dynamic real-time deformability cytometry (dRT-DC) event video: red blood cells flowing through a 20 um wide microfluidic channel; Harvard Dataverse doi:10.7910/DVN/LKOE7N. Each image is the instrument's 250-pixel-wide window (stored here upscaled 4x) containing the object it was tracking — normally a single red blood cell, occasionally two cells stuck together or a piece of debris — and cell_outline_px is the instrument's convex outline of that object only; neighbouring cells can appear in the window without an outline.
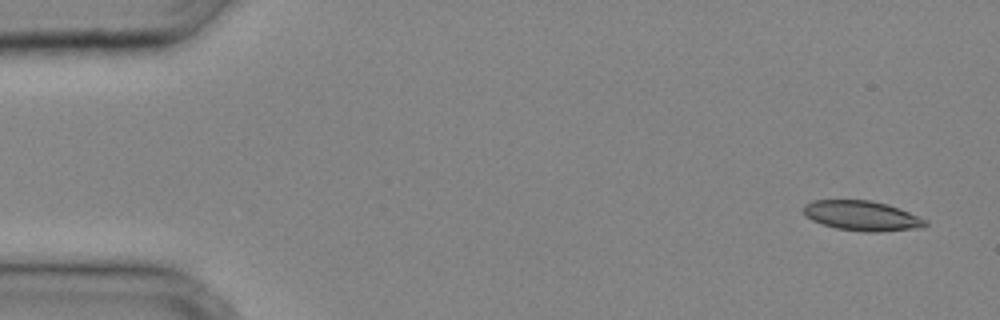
{"species": "common noctule bat (a hibernating species)", "species_latin": "Nyctalus noctula", "temperature_condition": "cold", "stored_images_in_passage": 33, "camera_frame_rate_fps": 3000, "um_per_image_px": 0.085, "animal": {"sex": "male", "body_mass_g": 20.4}, "frame": {"image": 1, "passage_image": 1, "time_ms": 0.0, "image_size_px": [1000, 320], "cell_outline_px": [[928, 224], [916, 228], [880, 232], [868, 232], [836, 228], [812, 220], [804, 212], [804, 204], [812, 200], [872, 200], [888, 204], [928, 220]], "centroid_in_image_um": [73.27, 18.33], "position_along_channel_um": 11.7, "area_um2": 21.04}}
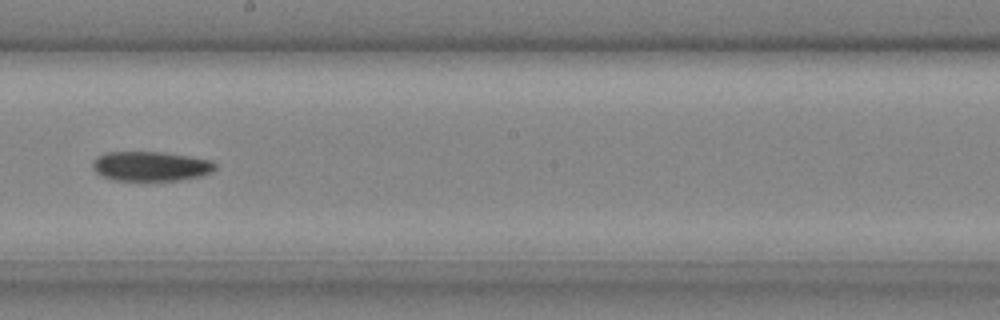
{"frame": {"image": 2, "passage_image": 19, "time_ms": 6.0, "image_size_px": [1000, 320], "cell_outline_px": [[216, 168], [212, 172], [200, 176], [180, 180], [112, 180], [100, 176], [92, 168], [92, 160], [96, 156], [104, 152], [160, 152], [188, 156], [212, 160], [216, 164]], "centroid_in_image_um": [12.77, 14.13], "position_along_channel_um": 235.4, "area_um2": 21.33}}
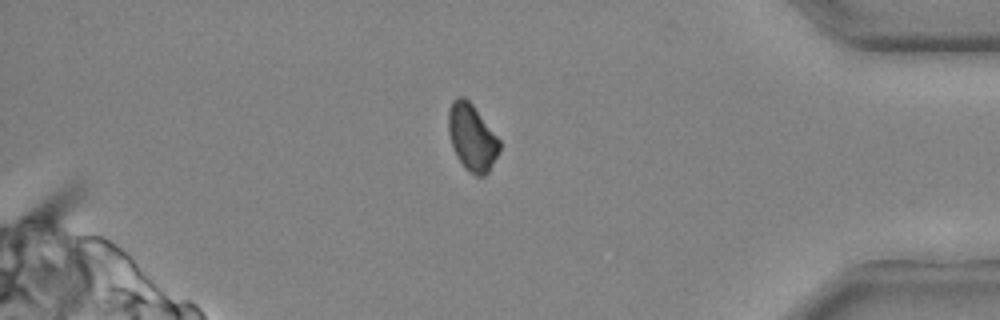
{"frame": {"image": 3, "passage_image": 29, "time_ms": 9.333, "image_size_px": [1000, 320], "cell_outline_px": [[500, 152], [488, 172], [484, 176], [476, 176], [468, 172], [464, 168], [456, 156], [448, 132], [448, 112], [452, 100], [456, 96], [464, 96], [472, 104], [500, 140]], "centroid_in_image_um": [40.11, 11.69], "position_along_channel_um": 395.1, "area_um2": 20.0}}